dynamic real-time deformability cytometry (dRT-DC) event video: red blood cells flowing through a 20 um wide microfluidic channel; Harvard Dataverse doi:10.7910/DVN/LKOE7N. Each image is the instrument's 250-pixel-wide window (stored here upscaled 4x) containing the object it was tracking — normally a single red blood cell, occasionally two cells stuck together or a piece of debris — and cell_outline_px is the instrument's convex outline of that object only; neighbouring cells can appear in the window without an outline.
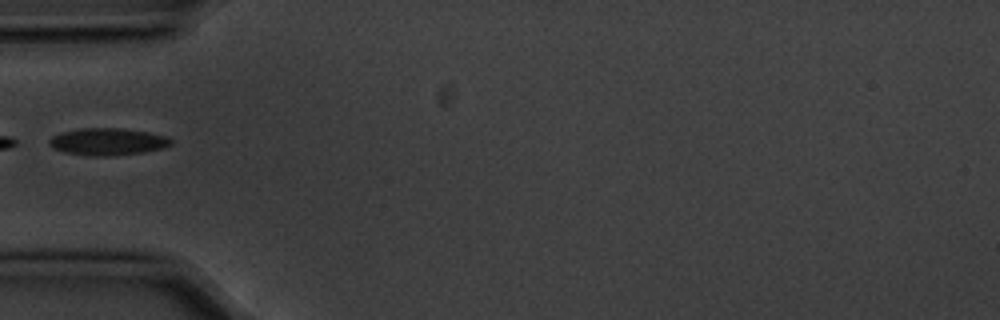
{"species": "common noctule bat (a hibernating species)", "species_latin": "Nyctalus noctula", "temperature_condition": "cold", "stored_images_in_passage": 8, "camera_frame_rate_fps": 3000, "um_per_image_px": 0.085, "animal": {"sex": "male", "body_mass_g": 20.1, "forearm_length_mm": 53.5}, "frame": {"image": 1, "passage_image": 5, "time_ms": 1.333, "image_size_px": [1000, 320], "cell_outline_px": [[172, 144], [164, 148], [144, 152], [112, 156], [88, 156], [64, 152], [52, 148], [48, 144], [48, 140], [52, 136], [64, 132], [80, 128], [120, 128], [148, 132], [164, 136], [172, 140]], "centroid_in_image_um": [9.13, 12.05], "position_along_channel_um": 75.9, "area_um2": 19.31}}